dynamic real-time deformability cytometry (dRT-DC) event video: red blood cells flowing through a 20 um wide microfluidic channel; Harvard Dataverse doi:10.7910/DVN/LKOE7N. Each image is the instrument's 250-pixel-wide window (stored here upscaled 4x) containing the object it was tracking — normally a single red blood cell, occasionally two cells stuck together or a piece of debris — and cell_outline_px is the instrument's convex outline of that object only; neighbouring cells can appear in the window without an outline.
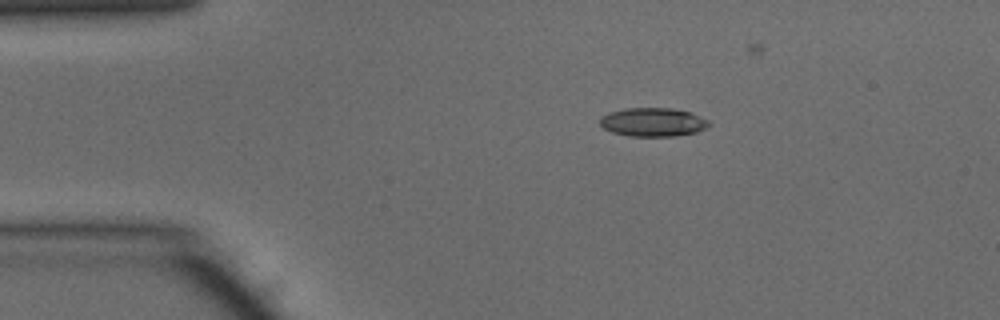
{"species": "common noctule bat (a hibernating species)", "species_latin": "Nyctalus noctula", "temperature_condition": "warm", "stored_images_in_passage": 32, "camera_frame_rate_fps": 3000, "um_per_image_px": 0.085, "animal": {"sex": "male", "body_mass_g": 15.6}, "frame": {"image": 1, "passage_image": 1, "time_ms": 0.0, "image_size_px": [1000, 320], "cell_outline_px": [[708, 124], [704, 128], [696, 132], [672, 136], [628, 136], [612, 132], [604, 128], [600, 124], [600, 116], [608, 112], [624, 108], [672, 108], [692, 112], [708, 120]], "centroid_in_image_um": [55.45, 10.37], "position_along_channel_um": 29.5, "area_um2": 18.21}}
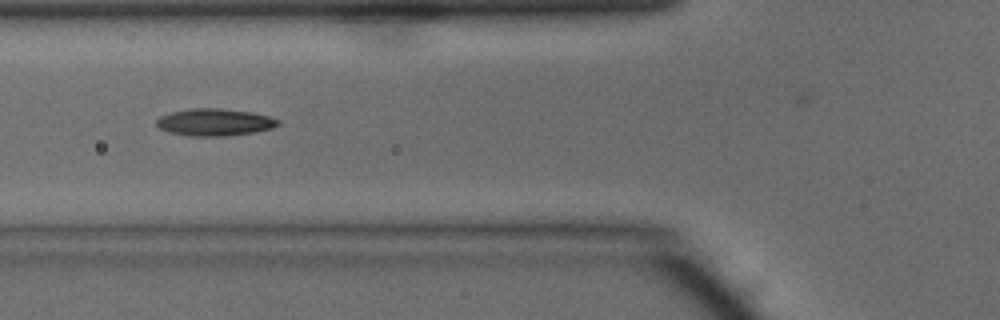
{"frame": {"image": 2, "passage_image": 10, "time_ms": 3.0, "image_size_px": [1000, 320], "cell_outline_px": [[280, 124], [272, 128], [256, 132], [228, 136], [188, 136], [168, 132], [160, 128], [156, 124], [156, 120], [160, 116], [172, 112], [192, 108], [220, 108], [252, 112], [268, 116], [280, 120]], "centroid_in_image_um": [18.26, 10.39], "position_along_channel_um": 107.5, "area_um2": 19.36}}
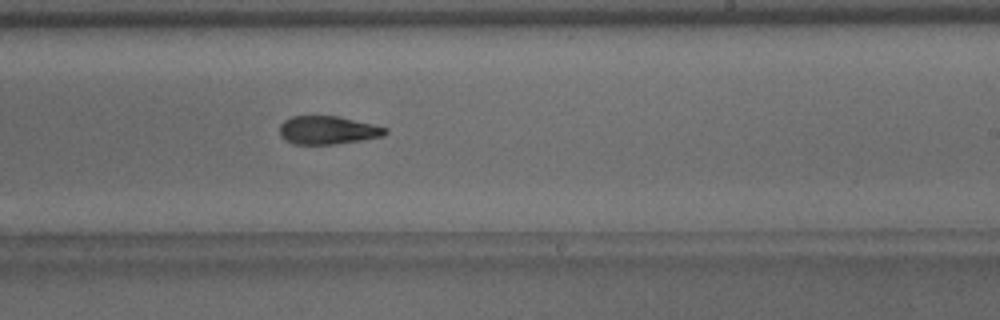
{"frame": {"image": 3, "passage_image": 21, "time_ms": 6.667, "image_size_px": [1000, 320], "cell_outline_px": [[388, 132], [384, 136], [364, 140], [336, 144], [292, 144], [284, 140], [280, 136], [280, 124], [284, 120], [292, 116], [336, 116], [372, 124], [388, 128]], "centroid_in_image_um": [27.85, 11.07], "position_along_channel_um": 261.1, "area_um2": 17.51}}